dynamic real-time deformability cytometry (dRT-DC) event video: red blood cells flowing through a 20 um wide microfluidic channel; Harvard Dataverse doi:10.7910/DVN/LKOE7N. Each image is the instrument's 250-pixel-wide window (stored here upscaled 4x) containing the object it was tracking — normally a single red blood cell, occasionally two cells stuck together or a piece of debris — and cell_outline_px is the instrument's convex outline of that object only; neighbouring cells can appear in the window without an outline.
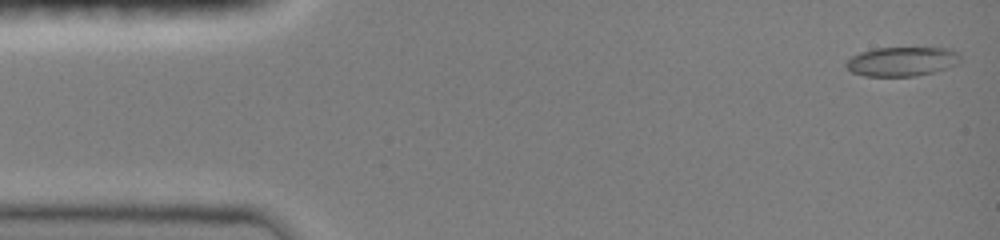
{"species": "common noctule bat (a hibernating species)", "species_latin": "Nyctalus noctula", "temperature_condition": "room temperature", "stored_images_in_passage": 33, "camera_frame_rate_fps": 3000, "um_per_image_px": 0.085, "animal": {"sex": "female", "body_mass_g": 19.0, "forearm_length_mm": 51.5}, "frame": {"image": 1, "passage_image": 1, "time_ms": 0.0, "image_size_px": [1000, 240], "cell_outline_px": [[960, 60], [956, 64], [932, 72], [916, 76], [864, 76], [852, 72], [844, 64], [852, 56], [860, 52], [876, 48], [952, 48], [960, 56]], "centroid_in_image_um": [76.64, 5.22], "position_along_channel_um": 8.4, "area_um2": 19.31}}
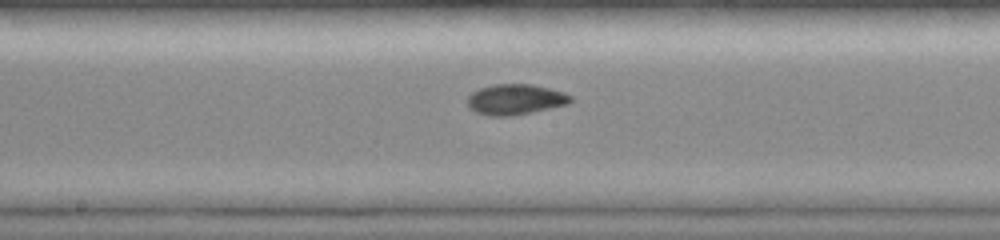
{"frame": {"image": 2, "passage_image": 15, "time_ms": 7.667, "image_size_px": [1000, 240], "cell_outline_px": [[572, 100], [568, 104], [532, 112], [512, 116], [488, 116], [476, 112], [468, 108], [468, 96], [472, 92], [480, 88], [496, 84], [532, 84], [564, 92], [572, 96]], "centroid_in_image_um": [43.8, 8.46], "position_along_channel_um": 204.4, "area_um2": 18.38}}
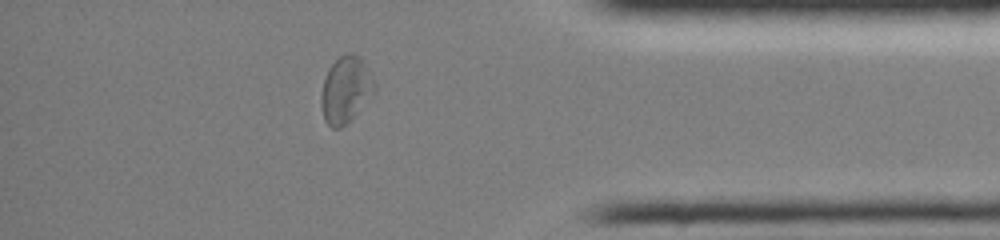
{"frame": {"image": 3, "passage_image": 28, "time_ms": 13.0, "image_size_px": [1000, 240], "cell_outline_px": [[376, 92], [340, 128], [332, 128], [324, 120], [320, 104], [320, 96], [324, 80], [328, 68], [340, 56], [352, 52], [360, 56], [376, 84]], "centroid_in_image_um": [29.37, 7.61], "position_along_channel_um": 405.8, "area_um2": 20.46}, "authors_computed_cell_mechanics": {"area_um2": 18.496, "velocity_mm_per_s": 4.0392, "shape_relaxation_time_tau1_ms": 3.7885, "shape_relaxation_time_tau2_ms": 3.9298, "deformation_change_tau1": 0.1353, "deformation_change_tau2": 0.0628}}